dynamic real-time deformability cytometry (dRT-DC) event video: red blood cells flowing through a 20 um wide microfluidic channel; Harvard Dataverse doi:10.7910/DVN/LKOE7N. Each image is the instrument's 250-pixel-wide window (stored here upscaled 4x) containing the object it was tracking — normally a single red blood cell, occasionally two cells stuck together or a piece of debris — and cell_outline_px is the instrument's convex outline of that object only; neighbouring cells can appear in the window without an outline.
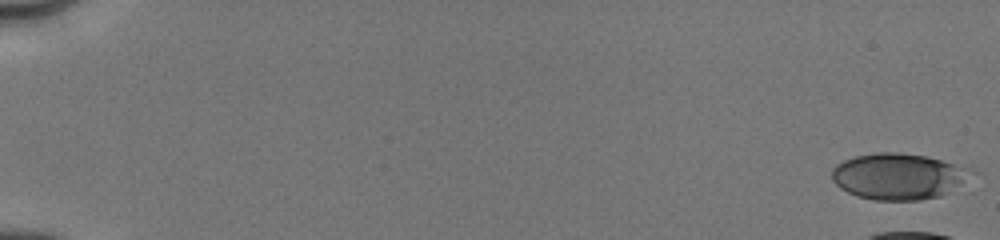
{"species": "human", "species_latin": "Homo sapiens", "temperature_condition": "cold", "stored_images_in_passage": 6, "camera_frame_rate_fps": 3000, "um_per_image_px": 0.085, "donor": {"sex": "male"}, "frame": {"image": 1, "passage_image": 1, "time_ms": 0.0, "image_size_px": [1000, 240], "cell_outline_px": [[976, 172], [940, 196], [920, 200], [876, 200], [856, 196], [840, 188], [832, 180], [832, 168], [836, 164], [844, 160], [856, 156], [876, 152], [900, 152], [924, 156], [972, 168]], "centroid_in_image_um": [76.32, 14.98], "position_along_channel_um": 8.7, "area_um2": 37.22}}